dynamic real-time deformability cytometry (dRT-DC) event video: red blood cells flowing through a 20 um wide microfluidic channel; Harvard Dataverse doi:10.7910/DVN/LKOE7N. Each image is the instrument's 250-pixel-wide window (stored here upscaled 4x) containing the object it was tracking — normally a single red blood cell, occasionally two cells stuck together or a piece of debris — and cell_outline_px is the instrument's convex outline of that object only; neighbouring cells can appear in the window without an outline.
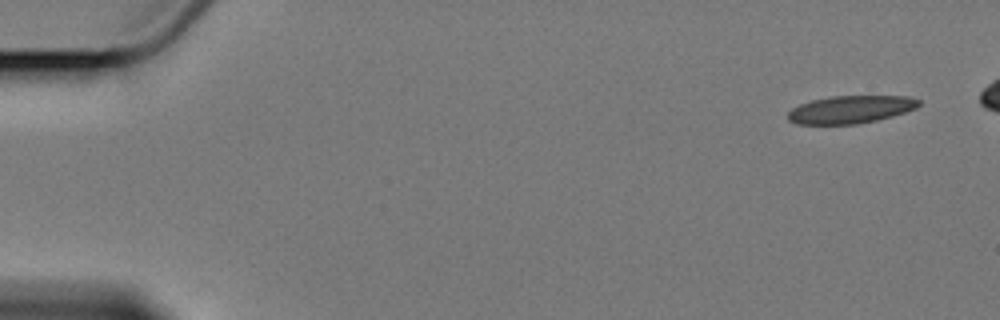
{"species": "Egyptian fruit bat (a non-hibernating species)", "species_latin": "Rousettus aegyptiacus", "temperature_condition": "cold", "stored_images_in_passage": 5, "camera_frame_rate_fps": 3000, "um_per_image_px": 0.085, "animal": {"sex": "female"}, "frame": {"image": 1, "passage_image": 1, "time_ms": 0.0, "image_size_px": [1000, 320], "cell_outline_px": [[920, 104], [916, 108], [892, 116], [876, 120], [856, 124], [796, 124], [788, 120], [788, 112], [792, 108], [800, 104], [812, 100], [832, 96], [908, 96], [920, 100]], "centroid_in_image_um": [72.29, 9.3], "position_along_channel_um": 12.7, "area_um2": 21.04}}
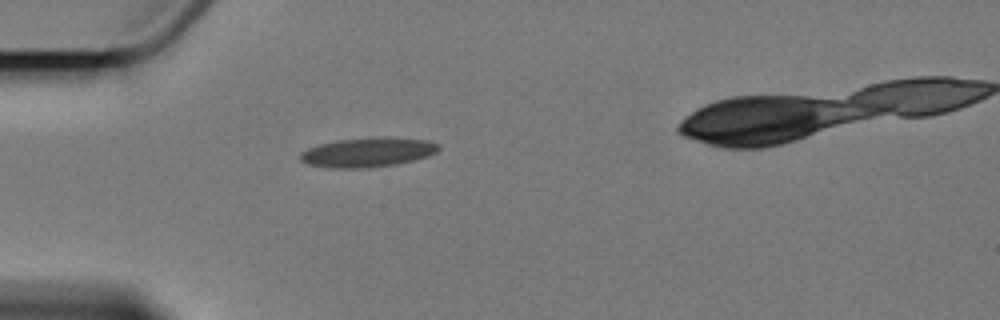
{"frame": {"image": 2, "passage_image": 4, "time_ms": 4.667, "image_size_px": [1000, 320], "cell_outline_px": [[440, 148], [436, 152], [428, 156], [396, 164], [364, 168], [328, 168], [308, 164], [300, 160], [300, 152], [308, 148], [320, 144], [340, 140], [380, 136], [388, 136], [428, 140], [440, 144]], "centroid_in_image_um": [31.28, 12.93], "position_along_channel_um": 53.7, "area_um2": 23.87}}